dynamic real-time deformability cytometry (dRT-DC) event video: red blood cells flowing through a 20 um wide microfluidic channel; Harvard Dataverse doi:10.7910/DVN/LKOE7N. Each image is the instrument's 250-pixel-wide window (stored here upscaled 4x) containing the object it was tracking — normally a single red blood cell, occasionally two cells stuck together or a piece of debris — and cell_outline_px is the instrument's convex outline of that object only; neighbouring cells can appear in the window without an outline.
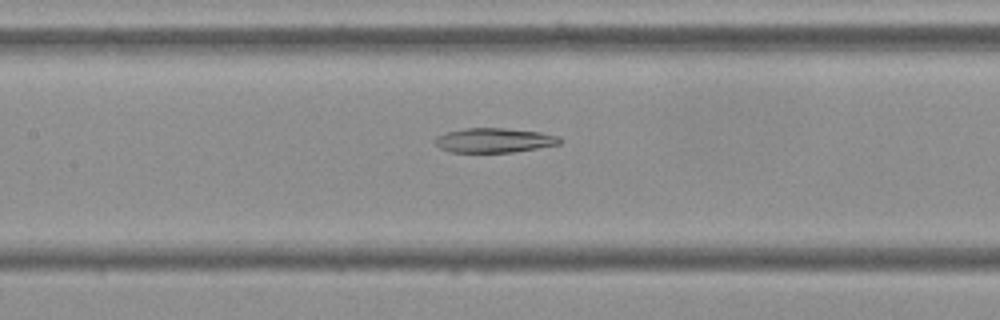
{"species": "Egyptian fruit bat (a non-hibernating species)", "species_latin": "Rousettus aegyptiacus", "temperature_condition": "cold", "stored_images_in_passage": 49, "camera_frame_rate_fps": 3000, "um_per_image_px": 0.085, "frame": {"image": 1, "passage_image": 19, "time_ms": 6.0, "image_size_px": [1000, 320], "cell_outline_px": [[560, 144], [512, 152], [452, 152], [440, 148], [432, 140], [436, 136], [448, 132], [464, 128], [504, 128], [540, 132], [560, 136]], "centroid_in_image_um": [41.98, 11.92], "position_along_channel_um": 165.4, "area_um2": 17.74}}
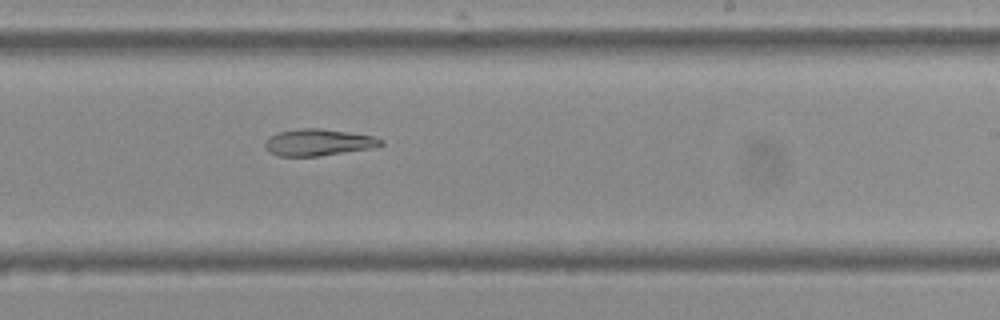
{"frame": {"image": 2, "passage_image": 27, "time_ms": 8.667, "image_size_px": [1000, 320], "cell_outline_px": [[384, 144], [372, 148], [316, 156], [280, 156], [268, 152], [264, 148], [264, 140], [276, 132], [300, 128], [320, 128], [348, 132], [372, 136], [384, 140]], "centroid_in_image_um": [27.0, 12.09], "position_along_channel_um": 262.0, "area_um2": 18.09}}
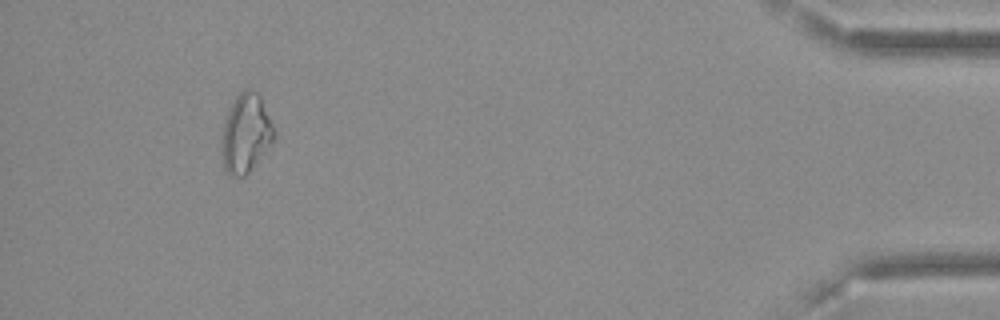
{"frame": {"image": 3, "passage_image": 45, "time_ms": 14.667, "image_size_px": [1000, 320], "cell_outline_px": [[276, 140], [248, 172], [244, 176], [232, 176], [224, 168], [220, 156], [220, 152], [224, 116], [236, 96], [244, 88], [252, 88], [260, 96], [276, 128]], "centroid_in_image_um": [20.9, 11.31], "position_along_channel_um": 414.3, "area_um2": 24.74}}